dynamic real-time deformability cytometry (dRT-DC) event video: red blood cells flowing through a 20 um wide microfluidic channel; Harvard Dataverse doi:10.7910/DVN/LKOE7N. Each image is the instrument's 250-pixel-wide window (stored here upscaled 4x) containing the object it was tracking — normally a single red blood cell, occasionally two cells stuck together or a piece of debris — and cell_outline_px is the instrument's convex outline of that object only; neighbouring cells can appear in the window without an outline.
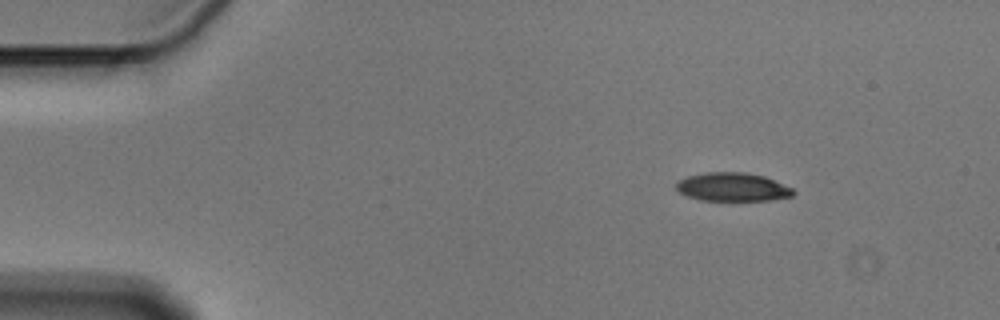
{"species": "Egyptian fruit bat (a non-hibernating species)", "species_latin": "Rousettus aegyptiacus", "temperature_condition": "cold", "stored_images_in_passage": 49, "camera_frame_rate_fps": 3000, "um_per_image_px": 0.085, "animal": {"sex": "male"}, "frame": {"image": 1, "passage_image": 1, "time_ms": 0.0, "image_size_px": [1000, 320], "cell_outline_px": [[796, 192], [792, 196], [768, 200], [700, 200], [688, 196], [680, 192], [676, 188], [676, 184], [680, 180], [688, 176], [704, 172], [744, 172], [764, 176], [792, 188]], "centroid_in_image_um": [62.27, 15.89], "position_along_channel_um": 22.7, "area_um2": 19.25}}
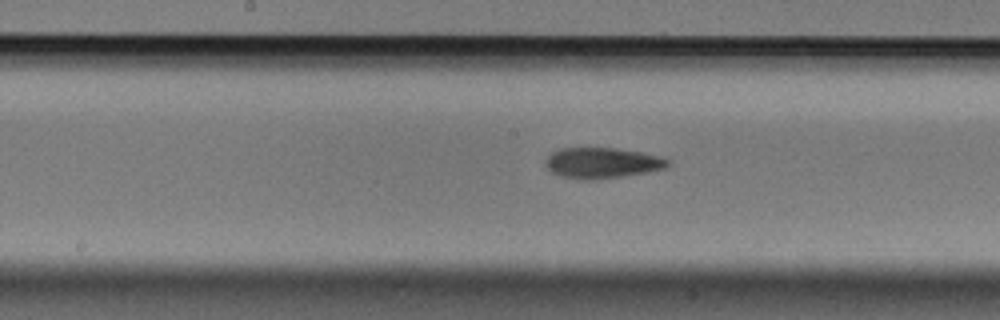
{"frame": {"image": 2, "passage_image": 22, "time_ms": 7.0, "image_size_px": [1000, 320], "cell_outline_px": [[672, 164], [664, 168], [648, 172], [596, 180], [580, 180], [560, 176], [552, 172], [544, 164], [544, 160], [552, 152], [560, 148], [616, 148], [640, 152], [660, 156], [672, 160]], "centroid_in_image_um": [51.18, 13.85], "position_along_channel_um": 197.0, "area_um2": 22.14}}
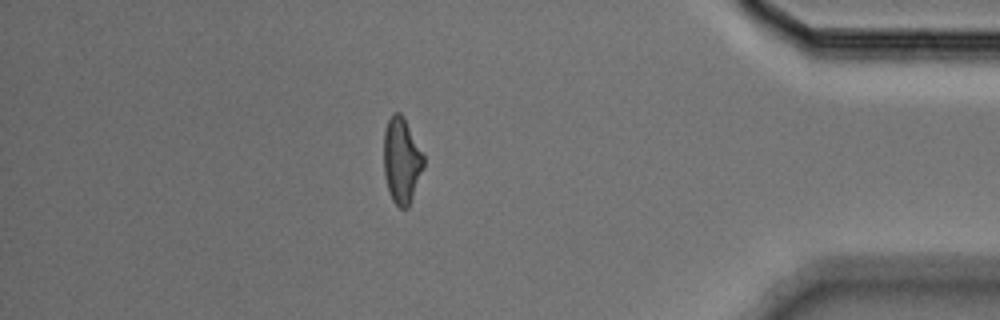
{"frame": {"image": 3, "passage_image": 42, "time_ms": 13.667, "image_size_px": [1000, 320], "cell_outline_px": [[424, 168], [408, 208], [400, 208], [392, 200], [384, 176], [384, 132], [388, 120], [392, 112], [400, 112], [404, 116], [424, 156]], "centroid_in_image_um": [34.14, 13.63], "position_along_channel_um": 401.1, "area_um2": 20.0}, "authors_computed_cell_mechanics": {"area_um2": 21.0392, "velocity_mm_per_s": 3.613, "shape_relaxation_time_tau1_ms": 4.5671, "shape_relaxation_time_tau2_ms": 3.9972, "deformation_change_tau1": 0.1757, "deformation_change_tau2": 0.1307}}